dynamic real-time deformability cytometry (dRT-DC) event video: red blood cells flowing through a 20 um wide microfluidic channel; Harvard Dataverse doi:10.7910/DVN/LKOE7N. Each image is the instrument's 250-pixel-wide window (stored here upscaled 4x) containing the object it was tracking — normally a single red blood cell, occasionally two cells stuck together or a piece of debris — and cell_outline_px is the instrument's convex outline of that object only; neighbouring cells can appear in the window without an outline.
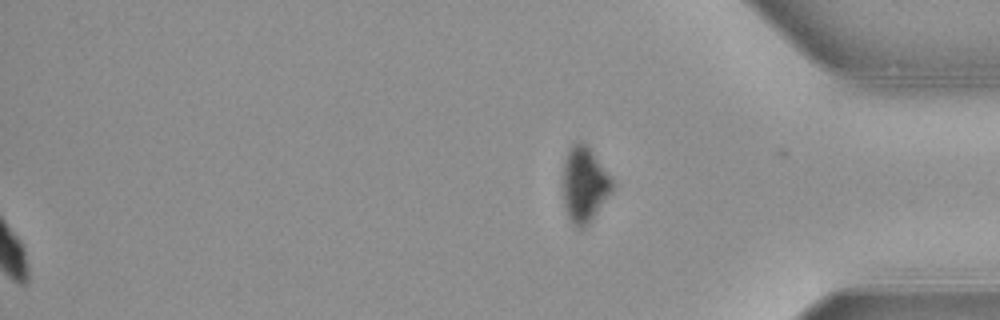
{"species": "common noctule bat (a hibernating species)", "species_latin": "Nyctalus noctula", "temperature_condition": "warm", "stored_images_in_passage": 40, "segment_of_instrument_passage": [2, 2], "camera_frame_rate_fps": 3000, "um_per_image_px": 0.085, "animal": {"sex": "female", "body_mass_g": 21.9}, "frame": {"image": 1, "passage_image": 40, "time_ms": 13.0, "image_size_px": [1000, 320], "cell_outline_px": [[616, 184], [612, 192], [592, 220], [584, 228], [576, 228], [572, 224], [564, 208], [560, 184], [564, 160], [568, 148], [576, 140], [580, 140], [588, 144], [612, 176]], "centroid_in_image_um": [49.66, 15.65], "position_along_channel_um": 385.5, "area_um2": 23.06}}